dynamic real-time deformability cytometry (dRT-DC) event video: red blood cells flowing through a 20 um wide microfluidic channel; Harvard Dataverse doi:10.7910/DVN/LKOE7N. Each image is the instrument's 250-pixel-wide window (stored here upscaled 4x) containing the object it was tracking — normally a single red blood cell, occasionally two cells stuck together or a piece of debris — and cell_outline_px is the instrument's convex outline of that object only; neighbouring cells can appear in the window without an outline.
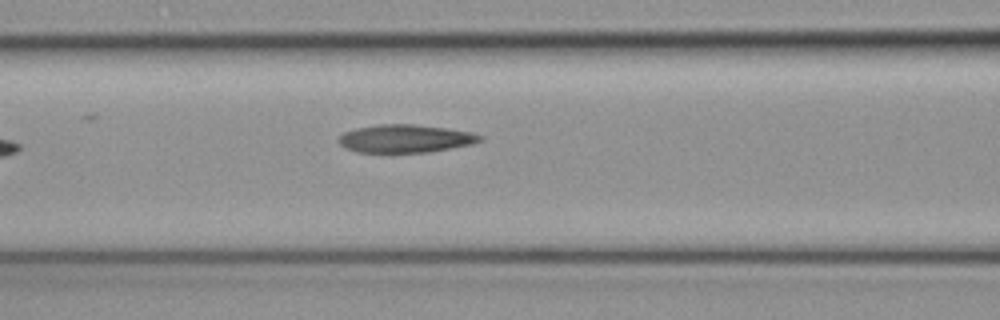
{"species": "common noctule bat (a hibernating species)", "species_latin": "Nyctalus noctula", "temperature_condition": "cold", "stored_images_in_passage": 6, "segment_of_instrument_passage": [1, 2], "camera_frame_rate_fps": 3000, "um_per_image_px": 0.085, "animal": {"sex": "female", "body_mass_g": 19.3, "forearm_length_mm": 54.1}, "frame": {"image": 1, "passage_image": 5, "time_ms": 1.333, "image_size_px": [1000, 320], "cell_outline_px": [[484, 140], [472, 144], [428, 152], [356, 152], [344, 148], [336, 140], [344, 132], [356, 128], [380, 124], [412, 124], [448, 128], [472, 132], [484, 136]], "centroid_in_image_um": [34.46, 11.78], "position_along_channel_um": 132.1, "area_um2": 23.18}}